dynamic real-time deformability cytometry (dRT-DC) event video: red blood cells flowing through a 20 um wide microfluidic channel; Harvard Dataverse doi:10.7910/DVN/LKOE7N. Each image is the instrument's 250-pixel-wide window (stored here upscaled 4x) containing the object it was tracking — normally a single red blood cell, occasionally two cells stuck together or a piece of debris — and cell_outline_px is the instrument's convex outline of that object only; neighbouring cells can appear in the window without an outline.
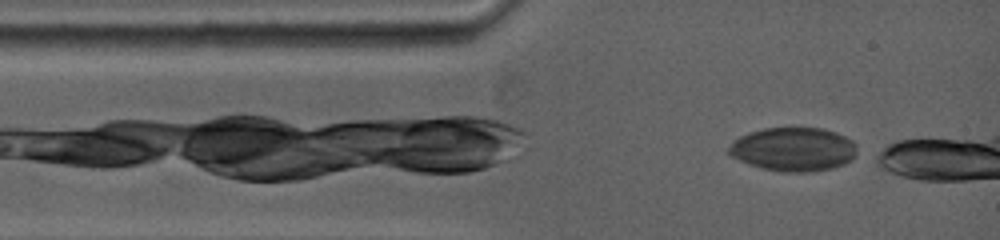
{"species": "common noctule bat (a hibernating species)", "species_latin": "Nyctalus noctula", "temperature_condition": "warm", "stored_images_in_passage": 9, "camera_frame_rate_fps": 5000, "um_per_image_px": 0.085, "animal": {"sex": "female", "body_mass_g": 19.0, "forearm_length_mm": 53.3}, "frame": {"image": 1, "passage_image": 1, "time_ms": 0.0, "image_size_px": [1000, 240], "cell_outline_px": [[856, 152], [852, 160], [844, 164], [832, 168], [808, 172], [780, 172], [760, 168], [748, 164], [732, 156], [728, 152], [728, 148], [732, 140], [748, 132], [764, 128], [824, 128], [836, 132], [852, 140], [856, 144]], "centroid_in_image_um": [67.43, 12.69], "position_along_channel_um": 17.6, "area_um2": 32.95}}